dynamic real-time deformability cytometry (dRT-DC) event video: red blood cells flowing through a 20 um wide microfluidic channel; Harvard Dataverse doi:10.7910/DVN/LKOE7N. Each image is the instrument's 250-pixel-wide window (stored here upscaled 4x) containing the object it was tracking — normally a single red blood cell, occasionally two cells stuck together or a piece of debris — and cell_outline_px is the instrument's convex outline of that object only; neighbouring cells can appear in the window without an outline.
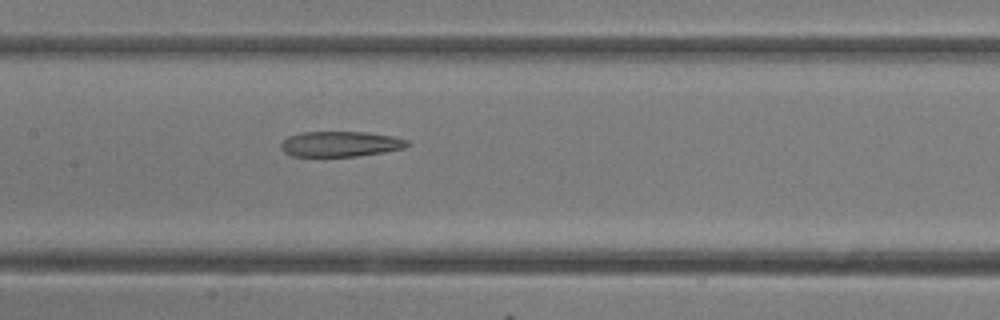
{"species": "common noctule bat (a hibernating species)", "species_latin": "Nyctalus noctula", "temperature_condition": "room temperature", "stored_images_in_passage": 17, "camera_frame_rate_fps": 3000, "um_per_image_px": 0.085, "animal": {"sex": "female"}, "frame": {"image": 1, "passage_image": 15, "time_ms": 4.667, "image_size_px": [1000, 320], "cell_outline_px": [[412, 144], [404, 148], [356, 156], [292, 156], [284, 152], [280, 148], [280, 144], [288, 136], [300, 132], [368, 132], [392, 136], [408, 140]], "centroid_in_image_um": [28.92, 12.23], "position_along_channel_um": 178.5, "area_um2": 18.67}}
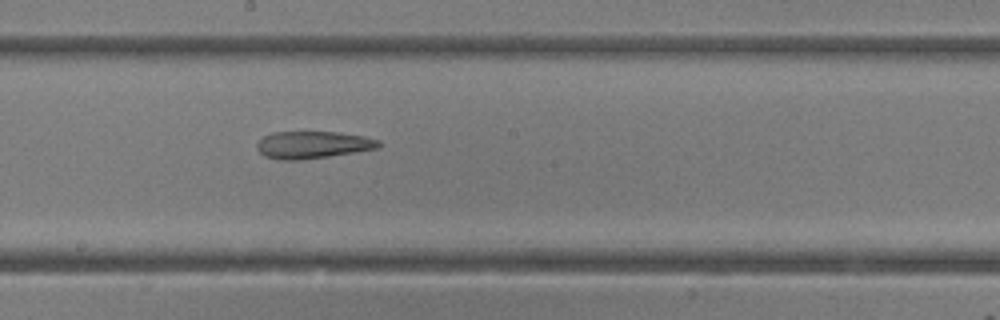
{"frame": {"image": 2, "passage_image": 17, "time_ms": 5.333, "image_size_px": [1000, 320], "cell_outline_px": [[380, 148], [328, 156], [300, 160], [280, 160], [264, 156], [256, 148], [256, 144], [264, 136], [272, 132], [336, 132], [364, 136], [380, 140]], "centroid_in_image_um": [26.58, 12.31], "position_along_channel_um": 221.6, "area_um2": 19.31}}